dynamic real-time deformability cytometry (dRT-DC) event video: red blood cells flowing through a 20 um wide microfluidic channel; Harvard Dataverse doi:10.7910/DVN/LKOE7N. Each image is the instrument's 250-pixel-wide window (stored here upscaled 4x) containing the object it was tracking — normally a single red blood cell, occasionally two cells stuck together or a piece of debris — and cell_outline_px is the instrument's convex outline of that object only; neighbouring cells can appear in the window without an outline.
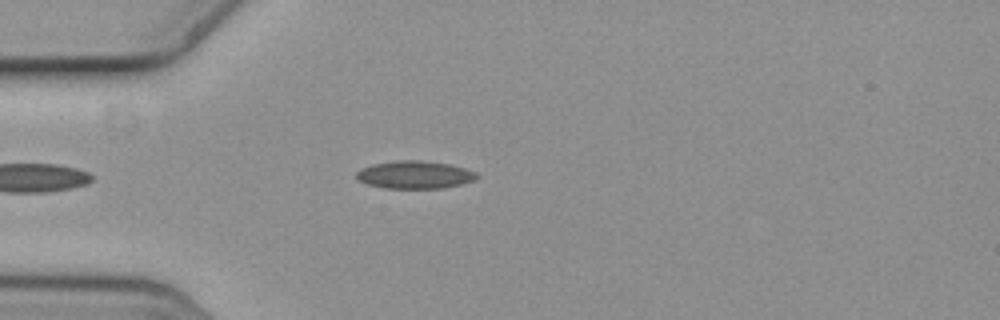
{"species": "common noctule bat (a hibernating species)", "species_latin": "Nyctalus noctula", "temperature_condition": "cold", "stored_images_in_passage": 2, "camera_frame_rate_fps": 3000, "um_per_image_px": 0.085, "animal": {"sex": "female", "body_mass_g": 19.3, "forearm_length_mm": 54.1}, "frame": {"image": 1, "passage_image": 2, "time_ms": 0.333, "image_size_px": [1000, 320], "cell_outline_px": [[480, 176], [472, 180], [460, 184], [440, 188], [384, 188], [368, 184], [356, 180], [356, 172], [360, 168], [372, 164], [396, 160], [420, 160], [448, 164], [464, 168], [476, 172]], "centroid_in_image_um": [35.2, 14.85], "position_along_channel_um": 49.8, "area_um2": 19.42}}